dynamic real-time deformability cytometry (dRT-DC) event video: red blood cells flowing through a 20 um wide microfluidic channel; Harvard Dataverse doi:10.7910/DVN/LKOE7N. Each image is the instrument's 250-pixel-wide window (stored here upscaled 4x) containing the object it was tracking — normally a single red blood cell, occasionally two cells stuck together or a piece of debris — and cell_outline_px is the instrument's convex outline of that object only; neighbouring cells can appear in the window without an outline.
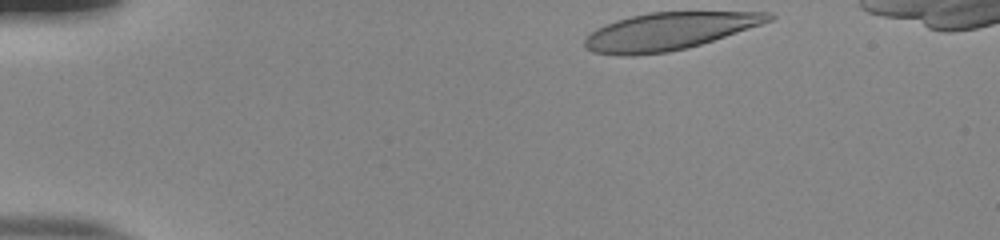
{"species": "human", "species_latin": "Homo sapiens", "temperature_condition": "room temperature", "stored_images_in_passage": 38, "camera_frame_rate_fps": 3000, "um_per_image_px": 0.085, "donor": {"sex": "male"}, "frame": {"image": 1, "passage_image": 1, "time_ms": 0.0, "image_size_px": [1000, 240], "cell_outline_px": [[776, 16], [772, 20], [688, 48], [668, 52], [628, 56], [620, 56], [592, 52], [584, 48], [584, 40], [596, 28], [604, 24], [616, 20], [648, 12], [772, 12]], "centroid_in_image_um": [56.8, 2.66], "position_along_channel_um": 28.2, "area_um2": 39.82}}
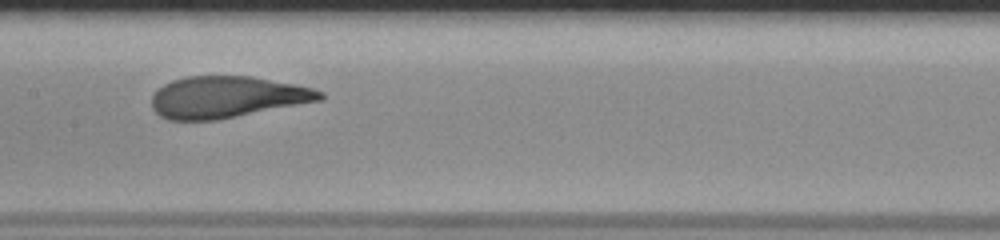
{"frame": {"image": 2, "passage_image": 20, "time_ms": 6.333, "image_size_px": [1000, 240], "cell_outline_px": [[324, 100], [216, 120], [168, 120], [160, 116], [152, 108], [152, 96], [164, 84], [172, 80], [188, 76], [252, 76], [312, 88], [324, 92]], "centroid_in_image_um": [19.3, 8.25], "position_along_channel_um": 188.1, "area_um2": 40.69}}
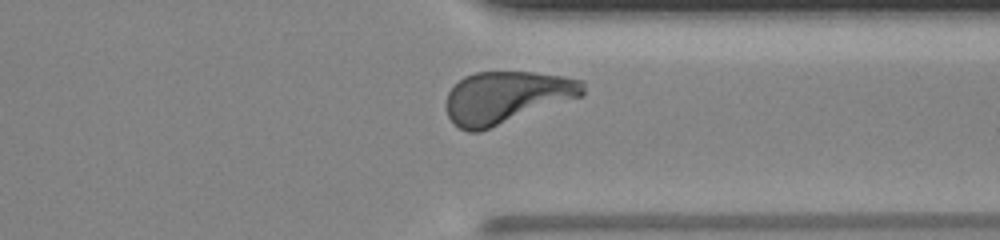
{"frame": {"image": 3, "passage_image": 34, "time_ms": 11.0, "image_size_px": [1000, 240], "cell_outline_px": [[584, 96], [480, 132], [468, 132], [452, 124], [448, 116], [444, 104], [448, 92], [464, 76], [476, 72], [532, 72], [564, 76], [584, 80]], "centroid_in_image_um": [43.05, 8.29], "position_along_channel_um": 368.3, "area_um2": 42.08}, "authors_computed_cell_mechanics": {"area_um2": 41.4137, "velocity_mm_per_s": 3.8623, "shape_relaxation_time_tau1_ms": 3.8959, "shape_relaxation_time_tau2_ms": null, "deformation_change_tau1": 0.2188, "deformation_change_tau2": null}}